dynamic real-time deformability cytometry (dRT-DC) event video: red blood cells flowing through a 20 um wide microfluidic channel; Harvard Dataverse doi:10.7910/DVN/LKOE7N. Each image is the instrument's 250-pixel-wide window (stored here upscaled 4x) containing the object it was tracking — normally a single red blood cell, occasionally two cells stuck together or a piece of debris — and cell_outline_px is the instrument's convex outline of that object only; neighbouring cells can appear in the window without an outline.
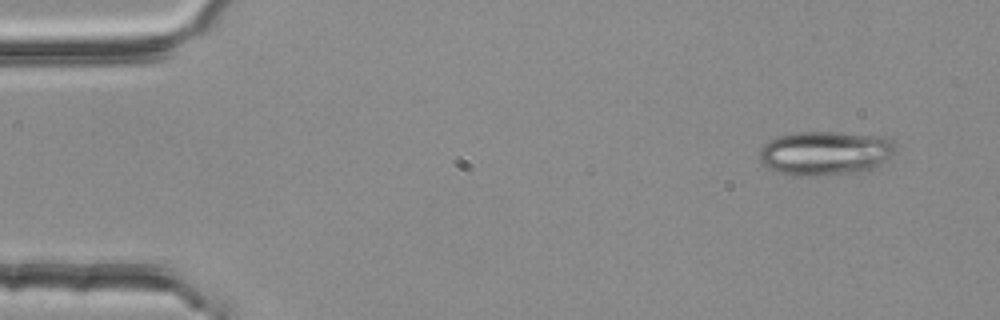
{"species": "common noctule bat (a hibernating species)", "species_latin": "Nyctalus noctula", "temperature_condition": "room temperature", "stored_images_in_passage": 4, "camera_frame_rate_fps": 3000, "um_per_image_px": 0.085, "animal": {"sex": "female", "body_mass_g": 25.1}, "frame": {"image": 1, "passage_image": 1, "time_ms": 0.0, "image_size_px": [1000, 320], "cell_outline_px": [[896, 152], [888, 160], [872, 168], [860, 172], [816, 176], [792, 176], [776, 172], [768, 168], [760, 160], [760, 148], [768, 140], [780, 136], [796, 132], [840, 132], [884, 136], [892, 140], [896, 144]], "centroid_in_image_um": [70.17, 13.02], "position_along_channel_um": 14.8, "area_um2": 35.55}}